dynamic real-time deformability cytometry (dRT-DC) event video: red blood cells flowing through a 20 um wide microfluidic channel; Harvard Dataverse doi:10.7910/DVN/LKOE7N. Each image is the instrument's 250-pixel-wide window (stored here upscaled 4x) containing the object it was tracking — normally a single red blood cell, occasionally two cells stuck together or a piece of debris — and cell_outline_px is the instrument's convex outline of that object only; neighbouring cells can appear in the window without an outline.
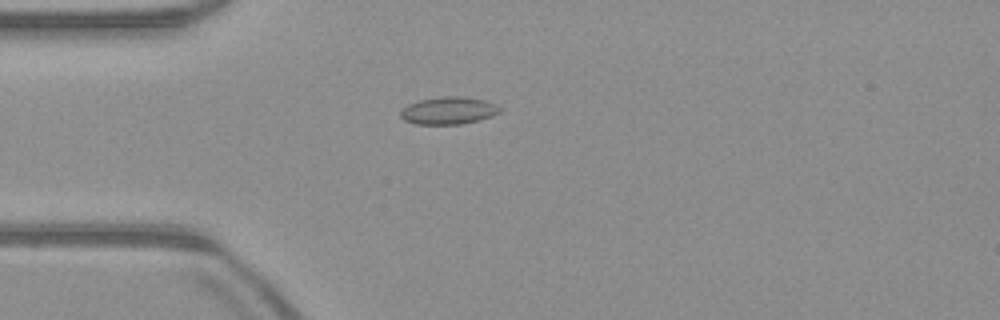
{"species": "common noctule bat (a hibernating species)", "species_latin": "Nyctalus noctula", "temperature_condition": "warm", "stored_images_in_passage": 52, "camera_frame_rate_fps": 3000, "um_per_image_px": 0.085, "animal": {"sex": "male", "body_mass_g": 23.1, "forearm_length_mm": 52.7}, "frame": {"image": 1, "passage_image": 14, "time_ms": 4.333, "image_size_px": [1000, 320], "cell_outline_px": [[500, 112], [492, 116], [480, 120], [460, 124], [416, 124], [404, 120], [400, 116], [400, 112], [408, 104], [420, 100], [444, 96], [464, 96], [484, 100], [496, 104], [500, 108]], "centroid_in_image_um": [38.14, 9.4], "position_along_channel_um": 46.9, "area_um2": 15.84}}
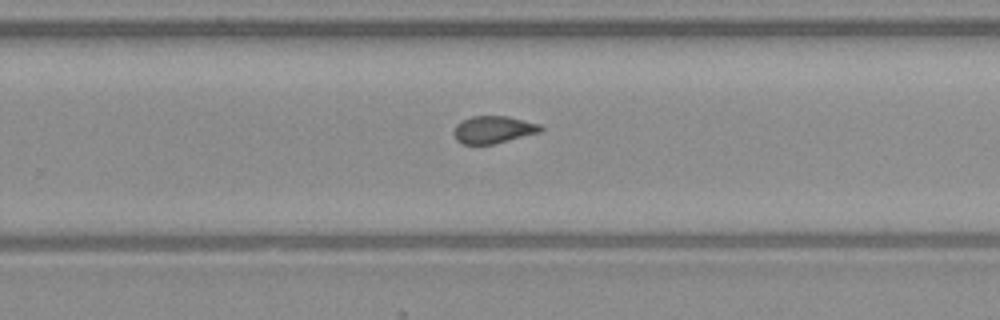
{"frame": {"image": 2, "passage_image": 33, "time_ms": 10.667, "image_size_px": [1000, 320], "cell_outline_px": [[544, 128], [540, 132], [496, 144], [464, 144], [456, 140], [452, 132], [456, 124], [472, 116], [508, 116], [540, 124]], "centroid_in_image_um": [41.94, 11.02], "position_along_channel_um": 287.9, "area_um2": 13.93}}
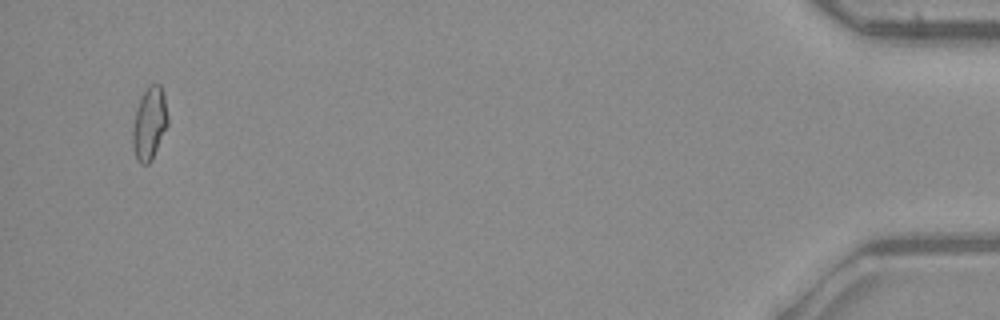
{"frame": {"image": 3, "passage_image": 50, "time_ms": 16.333, "image_size_px": [1000, 320], "cell_outline_px": [[168, 124], [152, 160], [148, 164], [140, 164], [136, 160], [132, 148], [132, 128], [136, 108], [140, 96], [148, 84], [160, 84], [164, 96], [168, 116]], "centroid_in_image_um": [12.68, 10.5], "position_along_channel_um": 422.5, "area_um2": 15.2}, "authors_computed_cell_mechanics": {"area_um2": 14.3922, "velocity_mm_per_s": 3.9893, "shape_relaxation_time_tau1_ms": null, "shape_relaxation_time_tau2_ms": 1.3664, "deformation_change_tau1": null, "deformation_change_tau2": 0.0533}}